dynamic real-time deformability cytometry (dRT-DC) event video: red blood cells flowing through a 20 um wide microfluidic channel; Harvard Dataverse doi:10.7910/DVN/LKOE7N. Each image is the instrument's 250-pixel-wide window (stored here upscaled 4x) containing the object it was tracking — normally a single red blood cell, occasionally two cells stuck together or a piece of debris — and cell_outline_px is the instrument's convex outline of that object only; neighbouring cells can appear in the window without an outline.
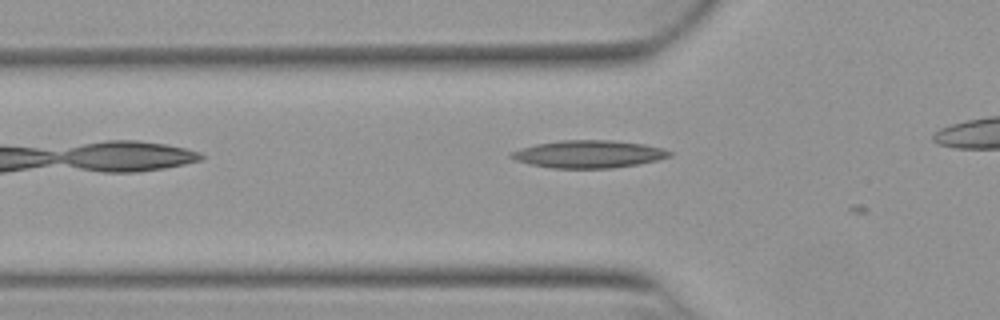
{"species": "Egyptian fruit bat (a non-hibernating species)", "species_latin": "Rousettus aegyptiacus", "temperature_condition": "warm", "stored_images_in_passage": 9, "camera_frame_rate_fps": 3000, "um_per_image_px": 0.085, "animal": {"sex": "female"}, "frame": {"image": 1, "passage_image": 4, "time_ms": 1.0, "image_size_px": [1000, 320], "cell_outline_px": [[672, 156], [656, 160], [636, 164], [612, 168], [552, 168], [528, 164], [516, 160], [508, 156], [508, 152], [520, 148], [536, 144], [560, 140], [612, 140], [644, 144], [664, 148], [672, 152]], "centroid_in_image_um": [50.0, 13.09], "position_along_channel_um": 75.8, "area_um2": 25.55}}
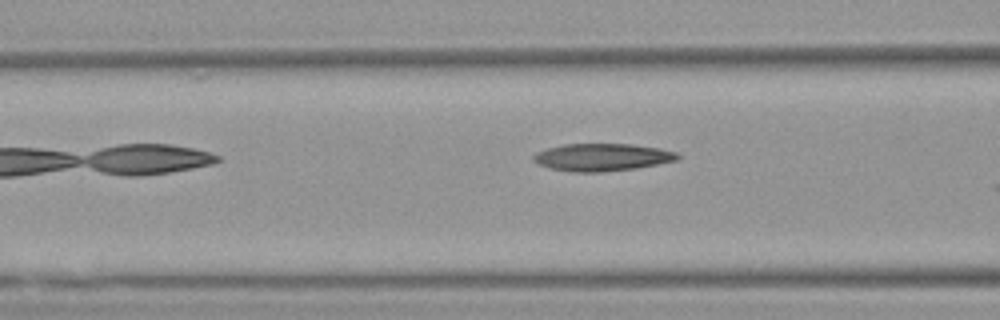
{"frame": {"image": 2, "passage_image": 7, "time_ms": 2.0, "image_size_px": [1000, 320], "cell_outline_px": [[680, 156], [676, 160], [636, 168], [604, 172], [572, 172], [548, 168], [532, 160], [532, 156], [536, 152], [548, 148], [564, 144], [632, 144], [660, 148], [676, 152]], "centroid_in_image_um": [51.15, 13.36], "position_along_channel_um": 115.5, "area_um2": 23.06}}